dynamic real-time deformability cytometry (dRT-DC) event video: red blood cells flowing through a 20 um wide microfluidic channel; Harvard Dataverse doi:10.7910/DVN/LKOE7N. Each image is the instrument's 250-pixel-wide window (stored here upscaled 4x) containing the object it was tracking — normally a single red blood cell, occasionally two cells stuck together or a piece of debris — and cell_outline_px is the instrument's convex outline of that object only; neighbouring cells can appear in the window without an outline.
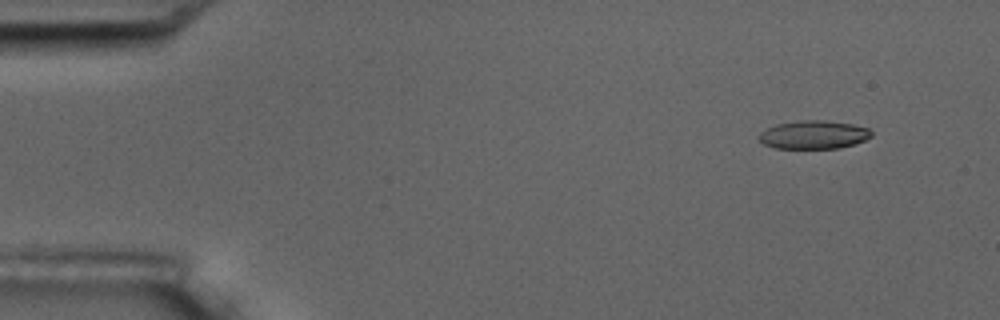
{"species": "common noctule bat (a hibernating species)", "species_latin": "Nyctalus noctula", "temperature_condition": "room temperature", "stored_images_in_passage": 4, "camera_frame_rate_fps": 3000, "um_per_image_px": 0.085, "animal": {"sex": "male", "body_mass_g": 17.5, "forearm_length_mm": 52.3}, "frame": {"image": 1, "passage_image": 1, "time_ms": 0.0, "image_size_px": [1000, 320], "cell_outline_px": [[872, 136], [864, 140], [840, 148], [772, 148], [764, 144], [760, 140], [760, 132], [776, 124], [800, 120], [824, 120], [852, 124], [868, 128], [872, 132]], "centroid_in_image_um": [69.16, 11.45], "position_along_channel_um": 15.8, "area_um2": 18.44}}
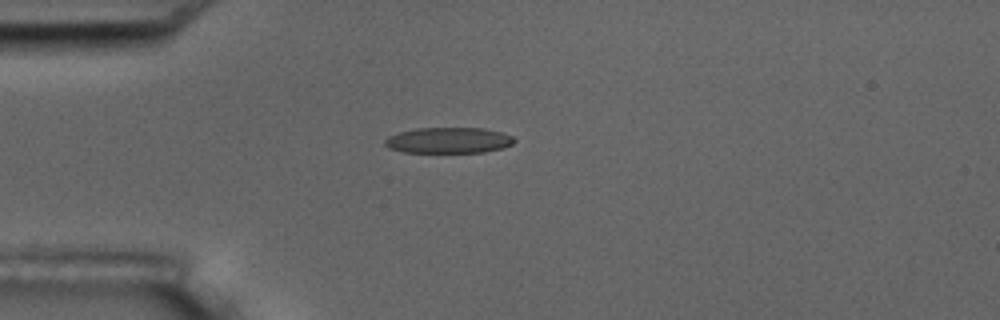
{"frame": {"image": 2, "passage_image": 4, "time_ms": 3.333, "image_size_px": [1000, 320], "cell_outline_px": [[516, 140], [512, 144], [504, 148], [484, 152], [404, 152], [388, 148], [384, 144], [384, 140], [388, 136], [400, 132], [416, 128], [484, 128], [500, 132], [512, 136]], "centroid_in_image_um": [38.13, 11.93], "position_along_channel_um": 46.9, "area_um2": 19.48}}